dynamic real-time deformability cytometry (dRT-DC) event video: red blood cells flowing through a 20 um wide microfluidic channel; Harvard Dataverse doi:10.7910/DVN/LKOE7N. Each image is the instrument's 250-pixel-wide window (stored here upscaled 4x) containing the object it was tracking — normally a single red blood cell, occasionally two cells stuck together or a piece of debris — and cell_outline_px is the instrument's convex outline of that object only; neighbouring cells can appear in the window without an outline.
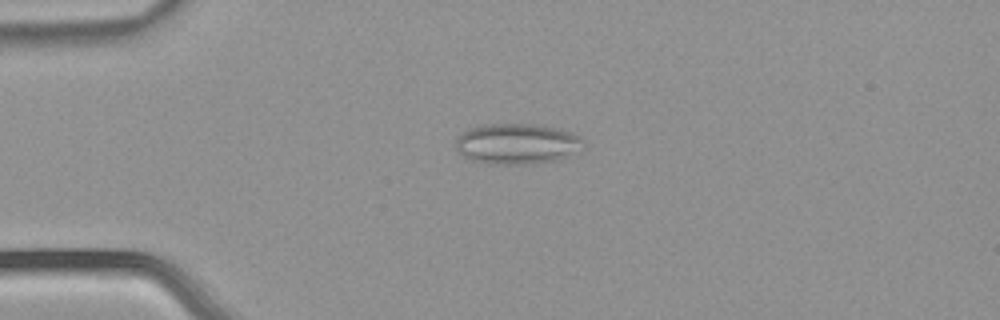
{"species": "common noctule bat (a hibernating species)", "species_latin": "Nyctalus noctula", "temperature_condition": "warm", "stored_images_in_passage": 4, "camera_frame_rate_fps": 3000, "um_per_image_px": 0.085, "animal": {"sex": "male", "body_mass_g": 21.5, "forearm_length_mm": 52.0}, "frame": {"image": 1, "passage_image": 3, "time_ms": 0.667, "image_size_px": [1000, 320], "cell_outline_px": [[584, 140], [568, 156], [556, 160], [536, 164], [488, 164], [472, 160], [464, 156], [456, 148], [456, 140], [468, 128], [476, 124], [536, 124], [560, 128], [572, 132], [580, 136]], "centroid_in_image_um": [43.91, 12.21], "position_along_channel_um": 41.1, "area_um2": 30.23}}